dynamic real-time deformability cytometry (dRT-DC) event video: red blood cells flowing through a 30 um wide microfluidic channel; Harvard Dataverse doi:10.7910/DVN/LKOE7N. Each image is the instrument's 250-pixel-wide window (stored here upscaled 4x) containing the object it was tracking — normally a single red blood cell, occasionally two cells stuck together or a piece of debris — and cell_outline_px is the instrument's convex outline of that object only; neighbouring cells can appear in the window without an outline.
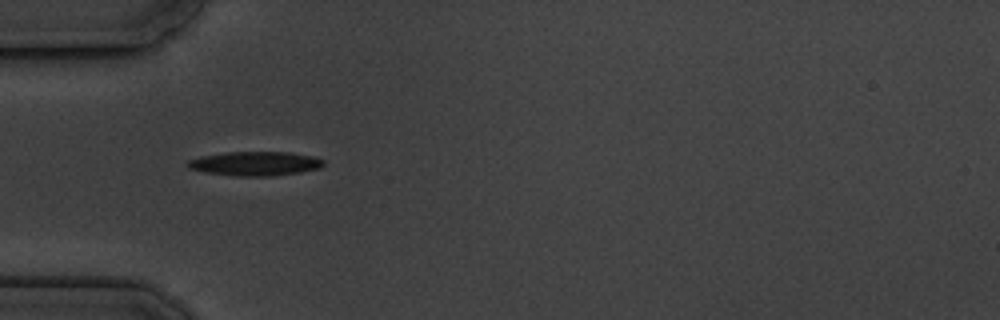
{"species": "common noctule bat (a hibernating species)", "species_latin": "Nyctalus noctula", "temperature_condition": "cold", "stored_images_in_passage": 17, "camera_frame_rate_fps": 3000, "um_per_image_px": 0.085, "animal": {"sex": "male", "body_mass_g": 19.5, "forearm_length_mm": 54.6}, "frame": {"image": 1, "passage_image": 6, "time_ms": 5.667, "image_size_px": [1000, 320], "cell_outline_px": [[324, 164], [320, 168], [300, 172], [272, 176], [236, 176], [204, 172], [188, 168], [184, 164], [188, 160], [200, 156], [228, 152], [288, 152], [312, 156], [324, 160]], "centroid_in_image_um": [21.65, 13.91], "position_along_channel_um": 63.4, "area_um2": 19.19}}
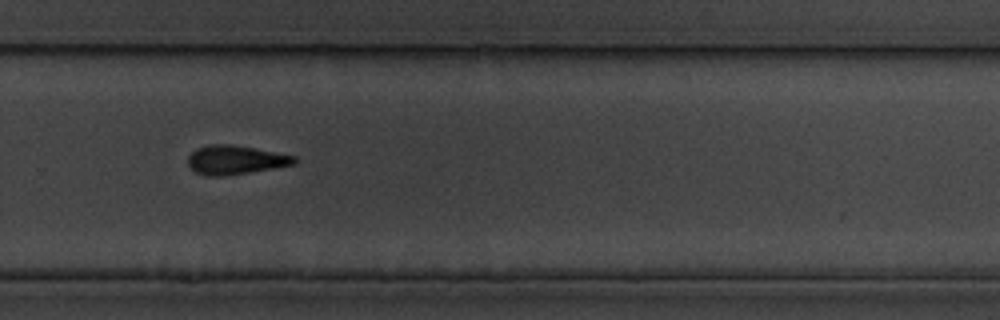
{"frame": {"image": 2, "passage_image": 12, "time_ms": 12.667, "image_size_px": [1000, 320], "cell_outline_px": [[296, 160], [292, 164], [272, 168], [224, 176], [208, 176], [196, 172], [188, 164], [188, 156], [196, 148], [208, 144], [228, 144], [252, 148], [296, 156]], "centroid_in_image_um": [19.94, 13.58], "position_along_channel_um": 309.9, "area_um2": 17.57}}
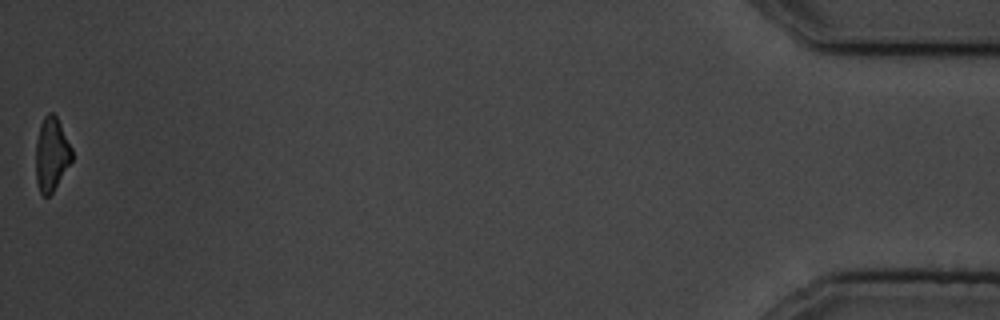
{"frame": {"image": 3, "passage_image": 17, "time_ms": 18.667, "image_size_px": [1000, 320], "cell_outline_px": [[72, 160], [52, 192], [48, 196], [44, 196], [40, 192], [36, 180], [36, 140], [40, 124], [44, 116], [48, 112], [52, 112], [56, 116], [72, 148]], "centroid_in_image_um": [4.37, 13.09], "position_along_channel_um": 430.8, "area_um2": 15.32}, "authors_computed_cell_mechanics": {"area_um2": 17.7446, "velocity_mm_per_s": 3.5596, "shape_relaxation_time_tau1_ms": 4.8312, "shape_relaxation_time_tau2_ms": null, "deformation_change_tau1": 0.1436, "deformation_change_tau2": null}}